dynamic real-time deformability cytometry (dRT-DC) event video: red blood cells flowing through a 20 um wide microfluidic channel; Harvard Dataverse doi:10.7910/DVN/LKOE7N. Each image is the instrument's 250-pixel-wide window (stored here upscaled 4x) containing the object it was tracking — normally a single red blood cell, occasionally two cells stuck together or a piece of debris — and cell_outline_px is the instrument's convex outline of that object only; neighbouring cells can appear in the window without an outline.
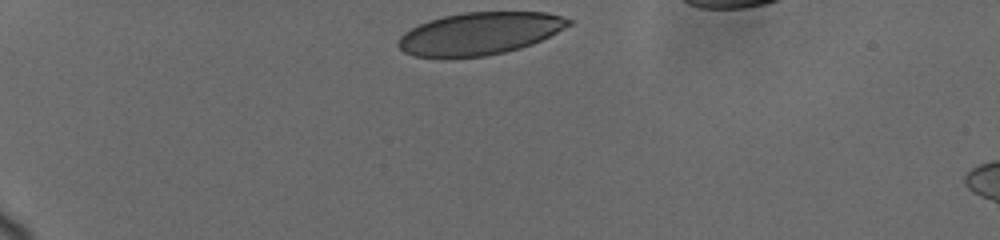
{"species": "human", "species_latin": "Homo sapiens", "temperature_condition": "cold", "stored_images_in_passage": 38, "camera_frame_rate_fps": 3000, "um_per_image_px": 0.085, "donor": {"sex": "female"}, "frame": {"image": 1, "passage_image": 1, "time_ms": 0.0, "image_size_px": [1000, 240], "cell_outline_px": [[572, 24], [532, 44], [520, 48], [504, 52], [484, 56], [412, 56], [404, 52], [396, 44], [400, 36], [404, 32], [428, 20], [444, 16], [464, 12], [544, 12], [560, 16], [572, 20]], "centroid_in_image_um": [40.75, 2.83], "position_along_channel_um": 44.2, "area_um2": 41.56}}
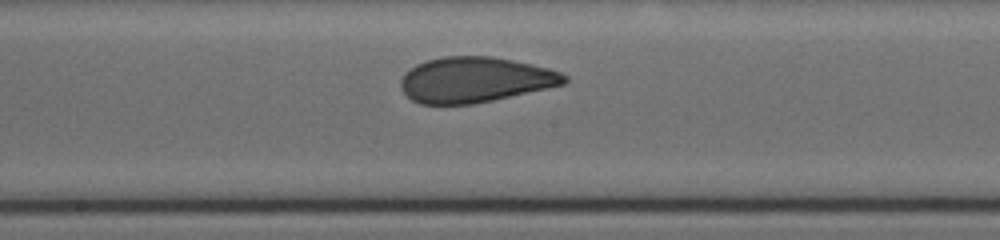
{"frame": {"image": 2, "passage_image": 20, "time_ms": 6.0, "image_size_px": [1000, 240], "cell_outline_px": [[568, 80], [564, 84], [492, 100], [472, 104], [420, 104], [412, 100], [400, 88], [400, 80], [404, 72], [416, 64], [428, 60], [444, 56], [492, 56], [532, 64], [548, 68], [560, 72], [568, 76]], "centroid_in_image_um": [40.34, 6.77], "position_along_channel_um": 207.9, "area_um2": 43.18}}
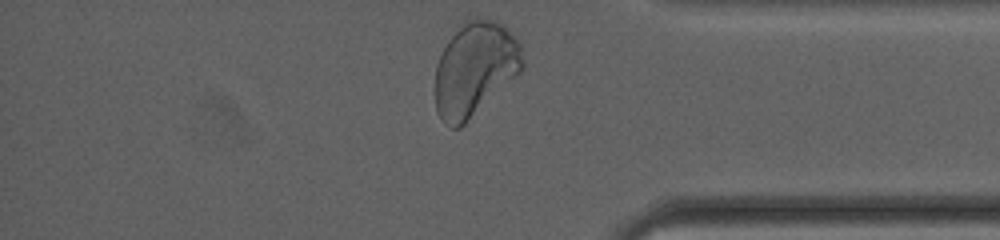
{"frame": {"image": 3, "passage_image": 38, "time_ms": 11.333, "image_size_px": [1000, 240], "cell_outline_px": [[524, 68], [520, 72], [460, 128], [452, 128], [436, 112], [436, 64], [448, 40], [464, 20], [468, 16], [480, 16], [496, 20], [504, 24], [520, 44], [524, 60]], "centroid_in_image_um": [40.38, 5.8], "position_along_channel_um": 394.8, "area_um2": 47.97}, "authors_computed_cell_mechanics": {"area_um2": 43.8124, "velocity_mm_per_s": 3.6615, "shape_relaxation_time_tau1_ms": 4.9029, "shape_relaxation_time_tau2_ms": 0.8188, "deformation_change_tau1": 0.1564, "deformation_change_tau2": 0.0558}}